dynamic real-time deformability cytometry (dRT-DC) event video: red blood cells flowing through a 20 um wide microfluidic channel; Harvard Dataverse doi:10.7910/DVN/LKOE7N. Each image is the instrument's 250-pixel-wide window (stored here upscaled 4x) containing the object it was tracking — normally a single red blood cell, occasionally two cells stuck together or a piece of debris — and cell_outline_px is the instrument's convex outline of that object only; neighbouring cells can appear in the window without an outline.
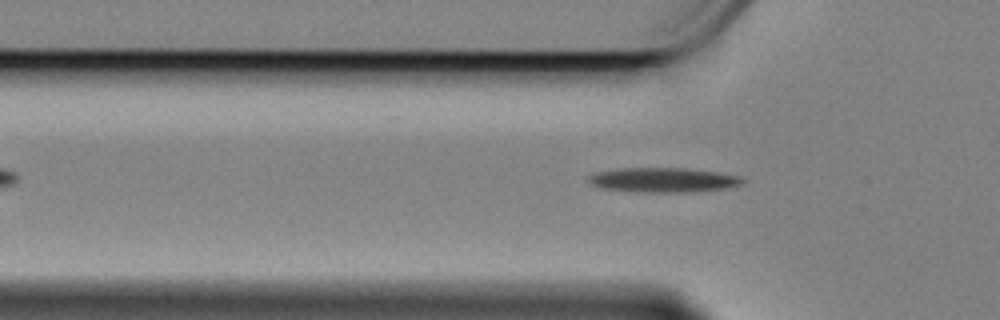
{"species": "Egyptian fruit bat (a non-hibernating species)", "species_latin": "Rousettus aegyptiacus", "temperature_condition": "cold", "stored_images_in_passage": 47, "camera_frame_rate_fps": 3000, "um_per_image_px": 0.085, "animal": {"sex": "female"}, "frame": {"image": 1, "passage_image": 14, "time_ms": 4.333, "image_size_px": [1000, 320], "cell_outline_px": [[744, 184], [724, 188], [688, 192], [640, 192], [600, 188], [592, 184], [588, 180], [588, 176], [596, 172], [620, 168], [684, 168], [716, 172], [740, 176], [744, 180]], "centroid_in_image_um": [56.36, 15.29], "position_along_channel_um": 69.4, "area_um2": 21.96}}
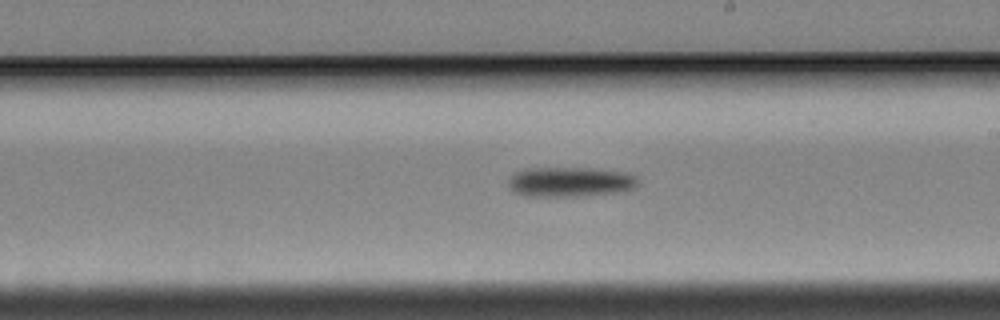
{"frame": {"image": 2, "passage_image": 29, "time_ms": 9.333, "image_size_px": [1000, 320], "cell_outline_px": [[640, 180], [636, 188], [624, 192], [584, 196], [528, 196], [516, 192], [508, 184], [508, 180], [516, 172], [528, 168], [588, 168], [624, 172], [636, 176]], "centroid_in_image_um": [48.55, 15.47], "position_along_channel_um": 240.5, "area_um2": 22.66}}
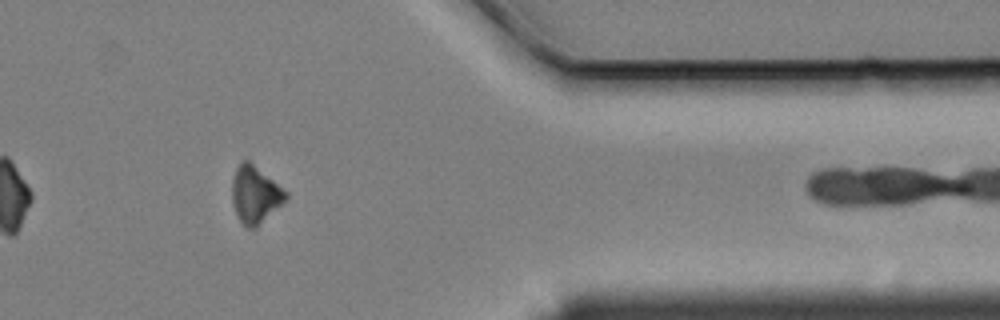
{"frame": {"image": 3, "passage_image": 44, "time_ms": 14.333, "image_size_px": [1000, 320], "cell_outline_px": [[288, 200], [256, 228], [248, 228], [240, 220], [236, 212], [232, 200], [232, 180], [236, 168], [244, 160], [248, 160], [288, 192]], "centroid_in_image_um": [21.72, 16.56], "position_along_channel_um": 389.7, "area_um2": 17.8}, "authors_computed_cell_mechanics": {"area_um2": 20.5768, "velocity_mm_per_s": 3.4076, "shape_relaxation_time_tau1_ms": 1.4336, "shape_relaxation_time_tau2_ms": null, "deformation_change_tau1": 0.1245, "deformation_change_tau2": null}}